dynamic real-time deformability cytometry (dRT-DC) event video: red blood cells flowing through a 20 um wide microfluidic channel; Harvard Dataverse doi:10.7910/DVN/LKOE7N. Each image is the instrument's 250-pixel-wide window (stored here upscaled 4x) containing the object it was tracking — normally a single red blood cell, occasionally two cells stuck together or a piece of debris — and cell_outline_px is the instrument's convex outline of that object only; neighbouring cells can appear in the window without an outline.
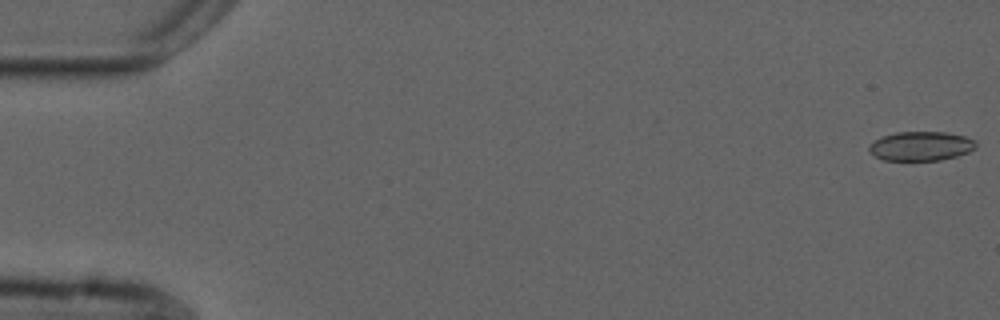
{"species": "common noctule bat (a hibernating species)", "species_latin": "Nyctalus noctula", "temperature_condition": "cold", "stored_images_in_passage": 5, "camera_frame_rate_fps": 3000, "um_per_image_px": 0.085, "animal": {"sex": "male", "forearm_length_mm": 52.5}, "frame": {"image": 1, "passage_image": 1, "time_ms": 0.0, "image_size_px": [1000, 320], "cell_outline_px": [[976, 148], [968, 152], [956, 156], [940, 160], [884, 160], [876, 156], [868, 148], [876, 140], [884, 136], [896, 132], [944, 132], [964, 136], [976, 140]], "centroid_in_image_um": [78.33, 12.41], "position_along_channel_um": 6.7, "area_um2": 17.92}}